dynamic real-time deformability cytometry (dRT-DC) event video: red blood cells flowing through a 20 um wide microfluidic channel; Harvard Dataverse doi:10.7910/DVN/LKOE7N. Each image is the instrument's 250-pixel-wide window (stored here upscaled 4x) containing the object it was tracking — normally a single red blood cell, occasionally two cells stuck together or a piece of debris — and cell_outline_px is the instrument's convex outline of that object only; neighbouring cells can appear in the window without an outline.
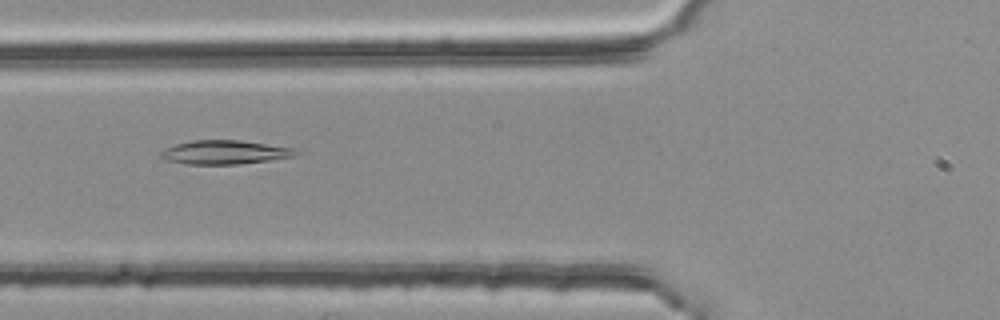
{"species": "common noctule bat (a hibernating species)", "species_latin": "Nyctalus noctula", "temperature_condition": "room temperature", "stored_images_in_passage": 4, "camera_frame_rate_fps": 3000, "um_per_image_px": 0.085, "animal": {"sex": "female", "body_mass_g": 25.1}, "frame": {"image": 1, "passage_image": 4, "time_ms": 1.0, "image_size_px": [1000, 320], "cell_outline_px": [[300, 152], [296, 156], [240, 164], [184, 164], [164, 160], [160, 156], [160, 152], [176, 144], [192, 140], [240, 140], [296, 148]], "centroid_in_image_um": [19.13, 12.94], "position_along_channel_um": 106.7, "area_um2": 18.84}}